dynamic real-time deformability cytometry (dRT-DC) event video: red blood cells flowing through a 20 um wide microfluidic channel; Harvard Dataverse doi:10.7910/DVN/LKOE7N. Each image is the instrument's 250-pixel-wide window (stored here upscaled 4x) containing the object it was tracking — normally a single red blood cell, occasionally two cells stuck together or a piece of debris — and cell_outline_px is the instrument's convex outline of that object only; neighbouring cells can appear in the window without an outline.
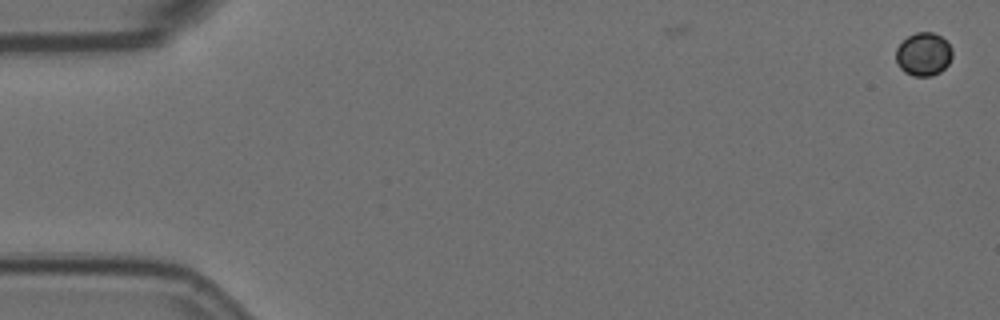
{"species": "Egyptian fruit bat (a non-hibernating species)", "species_latin": "Rousettus aegyptiacus", "temperature_condition": "room temperature", "stored_images_in_passage": 3, "camera_frame_rate_fps": 3000, "um_per_image_px": 0.085, "animal": {"sex": "female"}, "frame": {"image": 1, "passage_image": 1, "time_ms": 0.0, "image_size_px": [1000, 320], "cell_outline_px": [[952, 56], [948, 64], [940, 72], [932, 76], [912, 76], [904, 72], [900, 68], [896, 60], [896, 48], [908, 36], [916, 32], [932, 32], [940, 36], [952, 48]], "centroid_in_image_um": [78.49, 4.62], "position_along_channel_um": 6.5, "area_um2": 14.16}}